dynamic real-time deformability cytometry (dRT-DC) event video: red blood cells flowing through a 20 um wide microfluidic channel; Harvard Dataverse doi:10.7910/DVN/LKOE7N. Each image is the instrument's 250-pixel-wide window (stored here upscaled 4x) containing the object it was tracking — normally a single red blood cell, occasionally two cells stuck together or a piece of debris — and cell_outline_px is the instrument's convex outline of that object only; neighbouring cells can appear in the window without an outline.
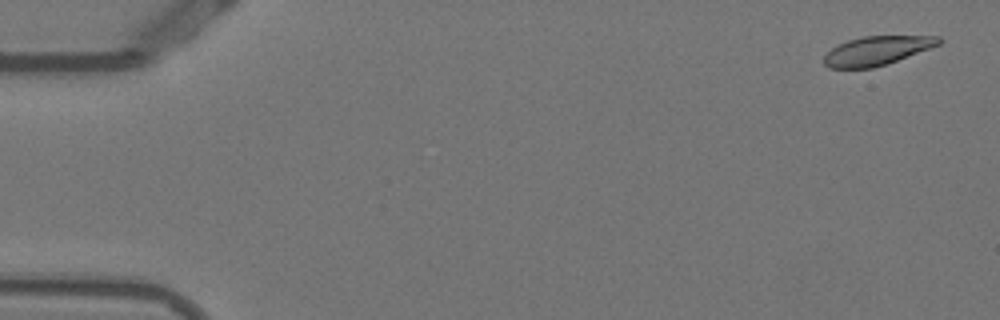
{"species": "Egyptian fruit bat (a non-hibernating species)", "species_latin": "Rousettus aegyptiacus", "temperature_condition": "warm", "stored_images_in_passage": 53, "camera_frame_rate_fps": 3000, "um_per_image_px": 0.085, "animal": {"sex": "female"}, "frame": {"image": 1, "passage_image": 2, "time_ms": 0.333, "image_size_px": [1000, 320], "cell_outline_px": [[944, 40], [940, 44], [896, 60], [872, 68], [828, 68], [824, 64], [824, 56], [832, 48], [848, 40], [864, 36], [940, 36]], "centroid_in_image_um": [74.53, 4.3], "position_along_channel_um": 10.5, "area_um2": 19.02}}
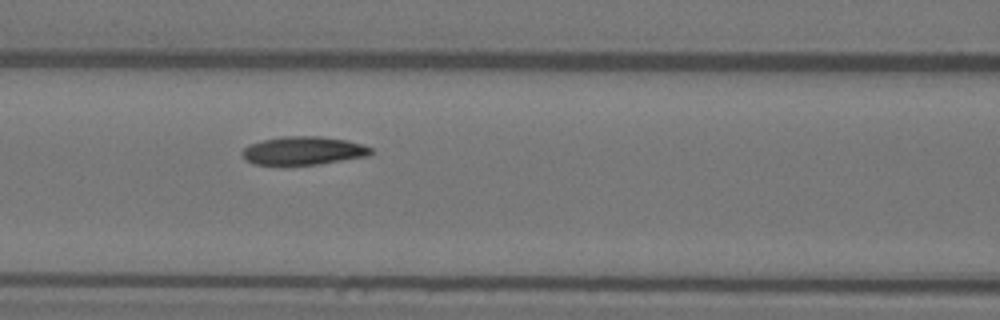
{"frame": {"image": 2, "passage_image": 23, "time_ms": 7.333, "image_size_px": [1000, 320], "cell_outline_px": [[372, 152], [368, 156], [320, 164], [252, 164], [244, 160], [240, 152], [248, 144], [260, 140], [280, 136], [320, 136], [348, 140], [364, 144], [372, 148]], "centroid_in_image_um": [25.76, 12.79], "position_along_channel_um": 140.8, "area_um2": 21.5}}
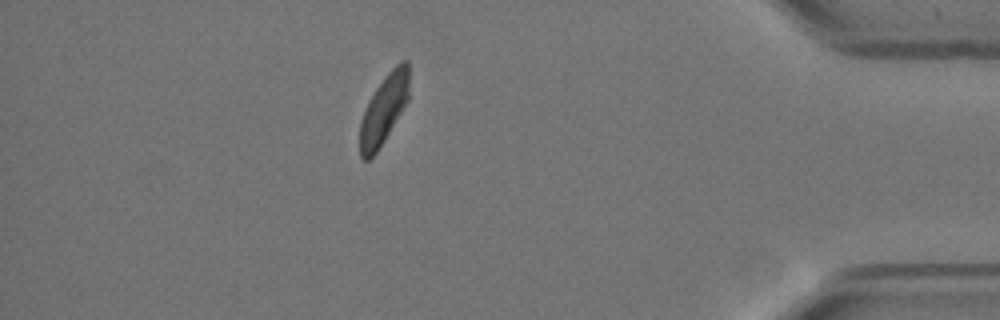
{"frame": {"image": 3, "passage_image": 47, "time_ms": 15.333, "image_size_px": [1000, 320], "cell_outline_px": [[408, 100], [384, 140], [376, 152], [368, 160], [364, 160], [360, 156], [360, 120], [376, 88], [384, 76], [400, 60], [408, 60]], "centroid_in_image_um": [32.62, 9.28], "position_along_channel_um": 402.6, "area_um2": 19.36}, "authors_computed_cell_mechanics": {"area_um2": 21.097, "velocity_mm_per_s": 3.8049, "shape_relaxation_time_tau1_ms": 8.5973, "shape_relaxation_time_tau2_ms": 4.0811, "deformation_change_tau1": 0.193, "deformation_change_tau2": 0.1003}}